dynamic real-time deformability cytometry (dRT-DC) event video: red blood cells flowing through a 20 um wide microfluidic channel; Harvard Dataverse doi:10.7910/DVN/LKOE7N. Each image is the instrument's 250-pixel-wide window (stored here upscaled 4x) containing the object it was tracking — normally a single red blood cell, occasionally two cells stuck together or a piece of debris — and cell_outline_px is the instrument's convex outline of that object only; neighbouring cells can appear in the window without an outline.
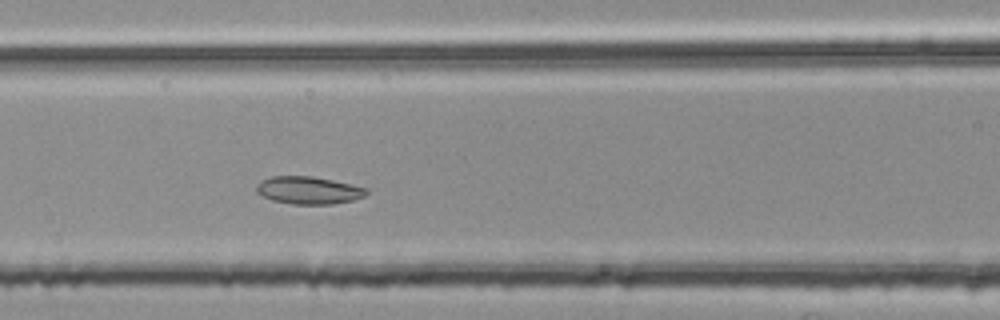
{"species": "common noctule bat (a hibernating species)", "species_latin": "Nyctalus noctula", "temperature_condition": "room temperature", "stored_images_in_passage": 44, "segment_of_instrument_passage": [2, 2], "camera_frame_rate_fps": 3000, "um_per_image_px": 0.085, "animal": {"sex": "female", "body_mass_g": 25.1}, "frame": {"image": 1, "passage_image": 17, "time_ms": 5.333, "image_size_px": [1000, 320], "cell_outline_px": [[368, 192], [364, 196], [352, 200], [332, 204], [292, 204], [272, 200], [256, 192], [256, 184], [272, 176], [312, 176], [332, 180], [368, 188]], "centroid_in_image_um": [26.23, 16.17], "position_along_channel_um": 140.4, "area_um2": 17.51}}
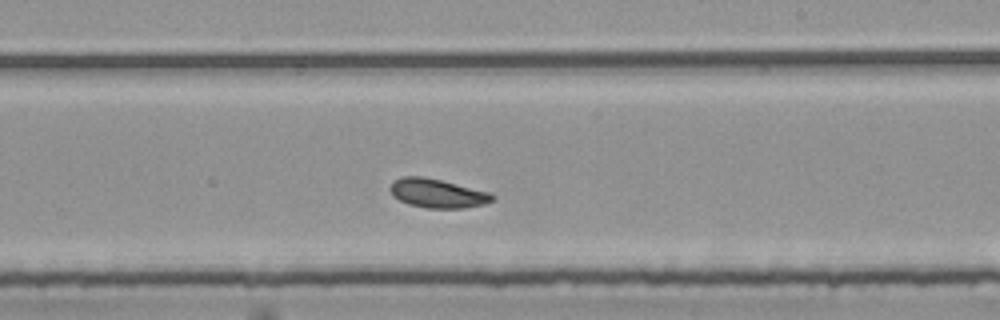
{"frame": {"image": 2, "passage_image": 26, "time_ms": 8.333, "image_size_px": [1000, 320], "cell_outline_px": [[496, 200], [484, 204], [464, 208], [428, 208], [408, 204], [392, 196], [388, 188], [392, 180], [404, 176], [424, 176], [492, 192], [496, 196]], "centroid_in_image_um": [37.19, 16.42], "position_along_channel_um": 251.8, "area_um2": 17.63}}
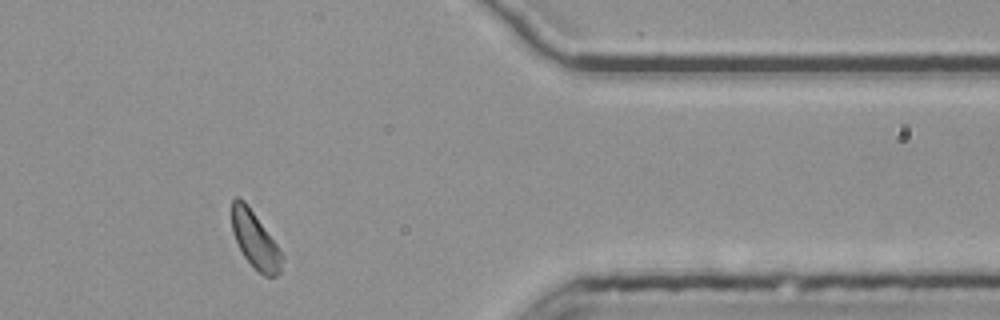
{"frame": {"image": 3, "passage_image": 39, "time_ms": 12.667, "image_size_px": [1000, 320], "cell_outline_px": [[284, 256], [280, 272], [276, 276], [264, 276], [244, 256], [236, 240], [232, 228], [232, 200], [236, 196], [240, 196], [244, 200], [276, 244]], "centroid_in_image_um": [21.69, 20.39], "position_along_channel_um": 389.7, "area_um2": 16.13}}